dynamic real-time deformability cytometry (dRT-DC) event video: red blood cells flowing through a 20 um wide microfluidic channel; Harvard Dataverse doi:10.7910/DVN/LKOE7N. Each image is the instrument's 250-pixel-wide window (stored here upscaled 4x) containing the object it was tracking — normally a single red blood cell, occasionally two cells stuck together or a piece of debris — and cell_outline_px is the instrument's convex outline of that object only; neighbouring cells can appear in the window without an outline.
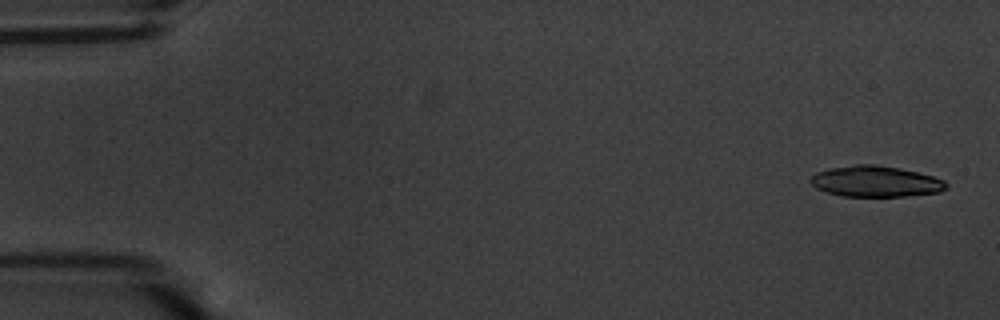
{"species": "common noctule bat (a hibernating species)", "species_latin": "Nyctalus noctula", "temperature_condition": "warm", "stored_images_in_passage": 17, "camera_frame_rate_fps": 3000, "um_per_image_px": 0.085, "animal": {"sex": "male", "body_mass_g": 20.1, "forearm_length_mm": 53.5}, "frame": {"image": 1, "passage_image": 2, "time_ms": 0.333, "image_size_px": [1000, 320], "cell_outline_px": [[948, 188], [940, 192], [904, 196], [844, 196], [828, 192], [816, 188], [812, 184], [812, 176], [816, 172], [828, 168], [856, 164], [876, 164], [900, 168], [932, 176], [944, 180], [948, 184]], "centroid_in_image_um": [74.45, 15.41], "position_along_channel_um": 10.6, "area_um2": 24.39}}
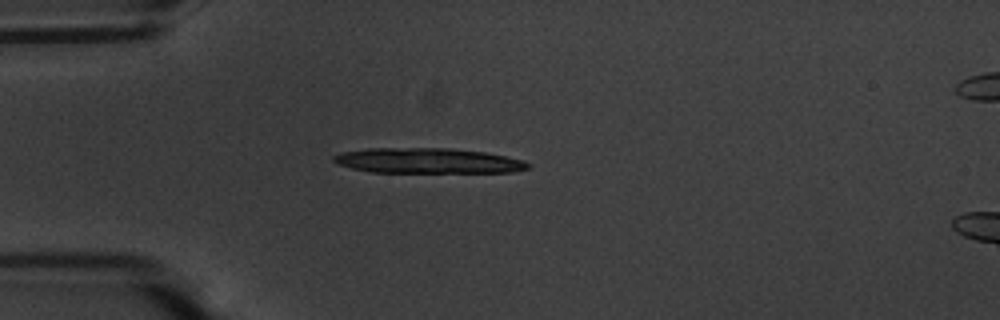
{"frame": {"image": 2, "passage_image": 15, "time_ms": 4.667, "image_size_px": [1000, 320], "cell_outline_px": [[532, 164], [528, 168], [512, 172], [372, 172], [352, 168], [336, 164], [332, 160], [332, 156], [340, 152], [368, 148], [448, 148], [484, 152], [524, 160]], "centroid_in_image_um": [36.33, 13.66], "position_along_channel_um": 48.7, "area_um2": 28.61}}